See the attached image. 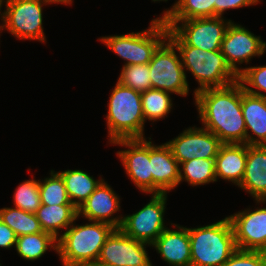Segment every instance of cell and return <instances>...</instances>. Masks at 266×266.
I'll use <instances>...</instances> for the list:
<instances>
[{"label":"cell","instance_id":"6da1fadb","mask_svg":"<svg viewBox=\"0 0 266 266\" xmlns=\"http://www.w3.org/2000/svg\"><path fill=\"white\" fill-rule=\"evenodd\" d=\"M194 98L203 128L214 133L223 144H246L242 85L238 81L222 88L201 90Z\"/></svg>","mask_w":266,"mask_h":266},{"label":"cell","instance_id":"7a4b0ae2","mask_svg":"<svg viewBox=\"0 0 266 266\" xmlns=\"http://www.w3.org/2000/svg\"><path fill=\"white\" fill-rule=\"evenodd\" d=\"M116 228L104 222L73 223L57 239L63 266H95L107 238Z\"/></svg>","mask_w":266,"mask_h":266},{"label":"cell","instance_id":"3957f363","mask_svg":"<svg viewBox=\"0 0 266 266\" xmlns=\"http://www.w3.org/2000/svg\"><path fill=\"white\" fill-rule=\"evenodd\" d=\"M106 121L110 143L119 139H144L141 92L117 81L109 98Z\"/></svg>","mask_w":266,"mask_h":266},{"label":"cell","instance_id":"277c9868","mask_svg":"<svg viewBox=\"0 0 266 266\" xmlns=\"http://www.w3.org/2000/svg\"><path fill=\"white\" fill-rule=\"evenodd\" d=\"M191 266H222L237 250L231 222L224 219L188 228Z\"/></svg>","mask_w":266,"mask_h":266},{"label":"cell","instance_id":"5b68a950","mask_svg":"<svg viewBox=\"0 0 266 266\" xmlns=\"http://www.w3.org/2000/svg\"><path fill=\"white\" fill-rule=\"evenodd\" d=\"M184 70L198 81L195 93L207 88H222L238 81V76L226 63L221 50L205 51L194 46H175Z\"/></svg>","mask_w":266,"mask_h":266},{"label":"cell","instance_id":"8992f818","mask_svg":"<svg viewBox=\"0 0 266 266\" xmlns=\"http://www.w3.org/2000/svg\"><path fill=\"white\" fill-rule=\"evenodd\" d=\"M169 28L164 21L152 19L148 29L101 39L112 52L125 60L126 65L148 64L157 48L168 38Z\"/></svg>","mask_w":266,"mask_h":266},{"label":"cell","instance_id":"52a82bcc","mask_svg":"<svg viewBox=\"0 0 266 266\" xmlns=\"http://www.w3.org/2000/svg\"><path fill=\"white\" fill-rule=\"evenodd\" d=\"M231 20L222 17L166 20L168 39L175 46H194L205 51L221 50Z\"/></svg>","mask_w":266,"mask_h":266},{"label":"cell","instance_id":"ba28073f","mask_svg":"<svg viewBox=\"0 0 266 266\" xmlns=\"http://www.w3.org/2000/svg\"><path fill=\"white\" fill-rule=\"evenodd\" d=\"M177 54V48L168 38L157 48L149 62L151 85L153 89L186 96L189 84L180 55Z\"/></svg>","mask_w":266,"mask_h":266},{"label":"cell","instance_id":"9c48e42d","mask_svg":"<svg viewBox=\"0 0 266 266\" xmlns=\"http://www.w3.org/2000/svg\"><path fill=\"white\" fill-rule=\"evenodd\" d=\"M5 10L1 29L7 30L18 39L45 42L43 31V0H4Z\"/></svg>","mask_w":266,"mask_h":266},{"label":"cell","instance_id":"30bf717a","mask_svg":"<svg viewBox=\"0 0 266 266\" xmlns=\"http://www.w3.org/2000/svg\"><path fill=\"white\" fill-rule=\"evenodd\" d=\"M167 193L152 194L151 200L138 212L123 217L120 229L129 237L150 246L167 228L164 224Z\"/></svg>","mask_w":266,"mask_h":266},{"label":"cell","instance_id":"8fae6325","mask_svg":"<svg viewBox=\"0 0 266 266\" xmlns=\"http://www.w3.org/2000/svg\"><path fill=\"white\" fill-rule=\"evenodd\" d=\"M121 229H115L102 246L95 266H152L145 246Z\"/></svg>","mask_w":266,"mask_h":266},{"label":"cell","instance_id":"7c38bea8","mask_svg":"<svg viewBox=\"0 0 266 266\" xmlns=\"http://www.w3.org/2000/svg\"><path fill=\"white\" fill-rule=\"evenodd\" d=\"M265 50L266 42L260 36H255L245 27L230 22L222 41L221 52L237 76L242 72V67L239 68L238 65L248 64L251 58L263 55Z\"/></svg>","mask_w":266,"mask_h":266},{"label":"cell","instance_id":"4fadbf2b","mask_svg":"<svg viewBox=\"0 0 266 266\" xmlns=\"http://www.w3.org/2000/svg\"><path fill=\"white\" fill-rule=\"evenodd\" d=\"M166 144L180 164L198 158L215 159L223 143L209 130L194 126L185 129Z\"/></svg>","mask_w":266,"mask_h":266},{"label":"cell","instance_id":"5bb4252c","mask_svg":"<svg viewBox=\"0 0 266 266\" xmlns=\"http://www.w3.org/2000/svg\"><path fill=\"white\" fill-rule=\"evenodd\" d=\"M111 144L128 148L117 152V156L125 167V172L139 190L152 194L149 141L146 137L144 139H119Z\"/></svg>","mask_w":266,"mask_h":266},{"label":"cell","instance_id":"9a60e30c","mask_svg":"<svg viewBox=\"0 0 266 266\" xmlns=\"http://www.w3.org/2000/svg\"><path fill=\"white\" fill-rule=\"evenodd\" d=\"M237 249L266 251V208H249L228 216Z\"/></svg>","mask_w":266,"mask_h":266},{"label":"cell","instance_id":"2e32d148","mask_svg":"<svg viewBox=\"0 0 266 266\" xmlns=\"http://www.w3.org/2000/svg\"><path fill=\"white\" fill-rule=\"evenodd\" d=\"M120 211V198L104 179L95 191L78 208V216H83L88 221L104 222L120 229L123 216L113 214Z\"/></svg>","mask_w":266,"mask_h":266},{"label":"cell","instance_id":"e0dca14e","mask_svg":"<svg viewBox=\"0 0 266 266\" xmlns=\"http://www.w3.org/2000/svg\"><path fill=\"white\" fill-rule=\"evenodd\" d=\"M149 160L151 162L152 194L169 193L179 185V163L166 143L158 146L150 140Z\"/></svg>","mask_w":266,"mask_h":266},{"label":"cell","instance_id":"ac0fdd59","mask_svg":"<svg viewBox=\"0 0 266 266\" xmlns=\"http://www.w3.org/2000/svg\"><path fill=\"white\" fill-rule=\"evenodd\" d=\"M171 225L178 229L167 227L151 246L169 266H191L188 228L173 223Z\"/></svg>","mask_w":266,"mask_h":266},{"label":"cell","instance_id":"d6986e66","mask_svg":"<svg viewBox=\"0 0 266 266\" xmlns=\"http://www.w3.org/2000/svg\"><path fill=\"white\" fill-rule=\"evenodd\" d=\"M256 202H266V145H247L245 173L238 185Z\"/></svg>","mask_w":266,"mask_h":266},{"label":"cell","instance_id":"ffe728a7","mask_svg":"<svg viewBox=\"0 0 266 266\" xmlns=\"http://www.w3.org/2000/svg\"><path fill=\"white\" fill-rule=\"evenodd\" d=\"M241 107L246 126V144L266 145V98L249 94L242 87Z\"/></svg>","mask_w":266,"mask_h":266},{"label":"cell","instance_id":"44dd1931","mask_svg":"<svg viewBox=\"0 0 266 266\" xmlns=\"http://www.w3.org/2000/svg\"><path fill=\"white\" fill-rule=\"evenodd\" d=\"M247 144H222L215 158L216 180L219 178L239 185L245 173Z\"/></svg>","mask_w":266,"mask_h":266},{"label":"cell","instance_id":"7402d4cb","mask_svg":"<svg viewBox=\"0 0 266 266\" xmlns=\"http://www.w3.org/2000/svg\"><path fill=\"white\" fill-rule=\"evenodd\" d=\"M44 232L60 237V230L67 229L79 218L78 209L73 204L45 205L41 204L35 213Z\"/></svg>","mask_w":266,"mask_h":266},{"label":"cell","instance_id":"603a6c76","mask_svg":"<svg viewBox=\"0 0 266 266\" xmlns=\"http://www.w3.org/2000/svg\"><path fill=\"white\" fill-rule=\"evenodd\" d=\"M64 180L66 191L70 202L78 209L87 198L95 191L103 180H95L92 176L82 170H65L58 172Z\"/></svg>","mask_w":266,"mask_h":266},{"label":"cell","instance_id":"cb8c5ba5","mask_svg":"<svg viewBox=\"0 0 266 266\" xmlns=\"http://www.w3.org/2000/svg\"><path fill=\"white\" fill-rule=\"evenodd\" d=\"M217 0H178L172 8L166 10L162 16L155 20H188L196 18L215 17V5Z\"/></svg>","mask_w":266,"mask_h":266},{"label":"cell","instance_id":"d4e9b609","mask_svg":"<svg viewBox=\"0 0 266 266\" xmlns=\"http://www.w3.org/2000/svg\"><path fill=\"white\" fill-rule=\"evenodd\" d=\"M19 256L34 261L41 258L51 248L57 253V239L50 233L38 232L18 236L15 244Z\"/></svg>","mask_w":266,"mask_h":266},{"label":"cell","instance_id":"484cf974","mask_svg":"<svg viewBox=\"0 0 266 266\" xmlns=\"http://www.w3.org/2000/svg\"><path fill=\"white\" fill-rule=\"evenodd\" d=\"M179 171V184L186 181L193 187L217 182L215 159L198 158L182 162L179 164Z\"/></svg>","mask_w":266,"mask_h":266},{"label":"cell","instance_id":"4316f807","mask_svg":"<svg viewBox=\"0 0 266 266\" xmlns=\"http://www.w3.org/2000/svg\"><path fill=\"white\" fill-rule=\"evenodd\" d=\"M0 220L8 225L17 237L44 232L35 213L26 212L16 207L1 208Z\"/></svg>","mask_w":266,"mask_h":266},{"label":"cell","instance_id":"83f0119b","mask_svg":"<svg viewBox=\"0 0 266 266\" xmlns=\"http://www.w3.org/2000/svg\"><path fill=\"white\" fill-rule=\"evenodd\" d=\"M170 92L159 89H148L141 92L144 119L157 121L167 117L173 106Z\"/></svg>","mask_w":266,"mask_h":266},{"label":"cell","instance_id":"f1b7e54d","mask_svg":"<svg viewBox=\"0 0 266 266\" xmlns=\"http://www.w3.org/2000/svg\"><path fill=\"white\" fill-rule=\"evenodd\" d=\"M41 204L62 205L72 204L68 197L63 178L58 172L50 171V177L39 180Z\"/></svg>","mask_w":266,"mask_h":266},{"label":"cell","instance_id":"f546056e","mask_svg":"<svg viewBox=\"0 0 266 266\" xmlns=\"http://www.w3.org/2000/svg\"><path fill=\"white\" fill-rule=\"evenodd\" d=\"M14 207L26 212L36 213L41 206L39 180H25L15 189Z\"/></svg>","mask_w":266,"mask_h":266},{"label":"cell","instance_id":"4dcf8cb0","mask_svg":"<svg viewBox=\"0 0 266 266\" xmlns=\"http://www.w3.org/2000/svg\"><path fill=\"white\" fill-rule=\"evenodd\" d=\"M149 63L126 65L122 67L118 82L133 90L143 92L152 89Z\"/></svg>","mask_w":266,"mask_h":266},{"label":"cell","instance_id":"1f68e13d","mask_svg":"<svg viewBox=\"0 0 266 266\" xmlns=\"http://www.w3.org/2000/svg\"><path fill=\"white\" fill-rule=\"evenodd\" d=\"M238 82L247 93L266 98V94L263 93H266V66L242 68V72L238 75Z\"/></svg>","mask_w":266,"mask_h":266},{"label":"cell","instance_id":"d6a6232c","mask_svg":"<svg viewBox=\"0 0 266 266\" xmlns=\"http://www.w3.org/2000/svg\"><path fill=\"white\" fill-rule=\"evenodd\" d=\"M222 266H266L263 251L237 249Z\"/></svg>","mask_w":266,"mask_h":266},{"label":"cell","instance_id":"836d02e7","mask_svg":"<svg viewBox=\"0 0 266 266\" xmlns=\"http://www.w3.org/2000/svg\"><path fill=\"white\" fill-rule=\"evenodd\" d=\"M260 0H217L215 5V17H222L224 11L227 9H237L240 7L255 5Z\"/></svg>","mask_w":266,"mask_h":266},{"label":"cell","instance_id":"e575fe53","mask_svg":"<svg viewBox=\"0 0 266 266\" xmlns=\"http://www.w3.org/2000/svg\"><path fill=\"white\" fill-rule=\"evenodd\" d=\"M16 240L15 232L0 220V247L4 249L15 247Z\"/></svg>","mask_w":266,"mask_h":266},{"label":"cell","instance_id":"d590c367","mask_svg":"<svg viewBox=\"0 0 266 266\" xmlns=\"http://www.w3.org/2000/svg\"><path fill=\"white\" fill-rule=\"evenodd\" d=\"M46 3L50 4V3H61V4H72V0H43Z\"/></svg>","mask_w":266,"mask_h":266},{"label":"cell","instance_id":"8d00e7d4","mask_svg":"<svg viewBox=\"0 0 266 266\" xmlns=\"http://www.w3.org/2000/svg\"><path fill=\"white\" fill-rule=\"evenodd\" d=\"M3 3H4V0H0V15H1V18L3 16V13L1 12V7L3 6Z\"/></svg>","mask_w":266,"mask_h":266},{"label":"cell","instance_id":"74e56055","mask_svg":"<svg viewBox=\"0 0 266 266\" xmlns=\"http://www.w3.org/2000/svg\"><path fill=\"white\" fill-rule=\"evenodd\" d=\"M152 1L156 2V1H168V0H152Z\"/></svg>","mask_w":266,"mask_h":266}]
</instances>
